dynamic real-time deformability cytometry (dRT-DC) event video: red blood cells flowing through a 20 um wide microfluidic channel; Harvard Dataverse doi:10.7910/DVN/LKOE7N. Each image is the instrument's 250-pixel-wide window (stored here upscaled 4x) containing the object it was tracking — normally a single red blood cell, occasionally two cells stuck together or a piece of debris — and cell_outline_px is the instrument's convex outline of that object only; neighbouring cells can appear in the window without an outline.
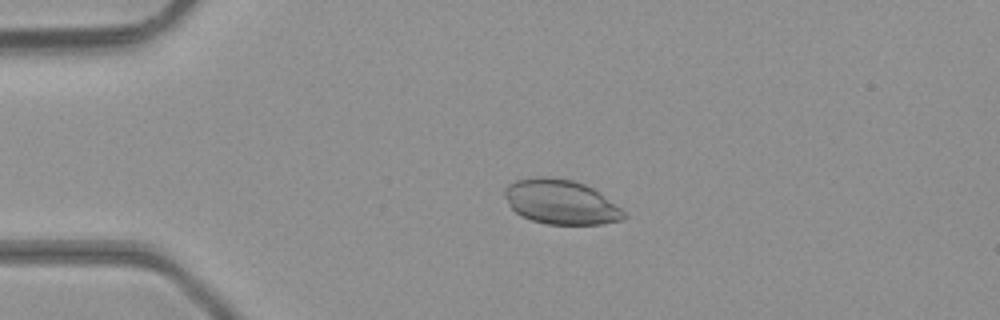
{"species": "common noctule bat (a hibernating species)", "species_latin": "Nyctalus noctula", "temperature_condition": "room temperature", "stored_images_in_passage": 6, "camera_frame_rate_fps": 3000, "um_per_image_px": 0.085, "animal": {"sex": "male", "body_mass_g": 23.1, "forearm_length_mm": 52.7}, "frame": {"image": 1, "passage_image": 4, "time_ms": 1.0, "image_size_px": [1000, 320], "cell_outline_px": [[628, 216], [620, 220], [600, 224], [548, 224], [532, 220], [520, 216], [508, 204], [504, 196], [504, 188], [508, 184], [516, 180], [536, 176], [552, 176], [572, 180], [584, 184], [592, 188], [620, 208]], "centroid_in_image_um": [47.62, 17.15], "position_along_channel_um": 37.4, "area_um2": 30.87}}
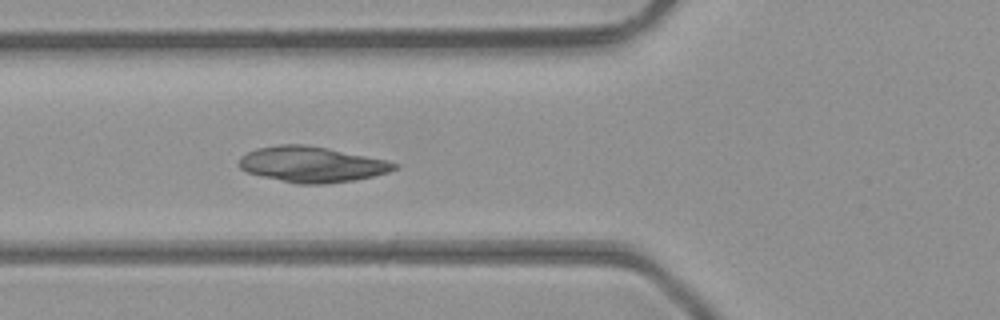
{"frame": {"image": 2, "passage_image": 6, "time_ms": 1.667, "image_size_px": [1000, 320], "cell_outline_px": [[400, 164], [396, 168], [388, 172], [372, 176], [352, 180], [324, 184], [296, 184], [260, 176], [248, 172], [240, 168], [236, 164], [240, 156], [256, 148], [280, 144], [300, 144], [328, 148], [384, 160]], "centroid_in_image_um": [26.43, 13.97], "position_along_channel_um": 99.4, "area_um2": 32.14}}